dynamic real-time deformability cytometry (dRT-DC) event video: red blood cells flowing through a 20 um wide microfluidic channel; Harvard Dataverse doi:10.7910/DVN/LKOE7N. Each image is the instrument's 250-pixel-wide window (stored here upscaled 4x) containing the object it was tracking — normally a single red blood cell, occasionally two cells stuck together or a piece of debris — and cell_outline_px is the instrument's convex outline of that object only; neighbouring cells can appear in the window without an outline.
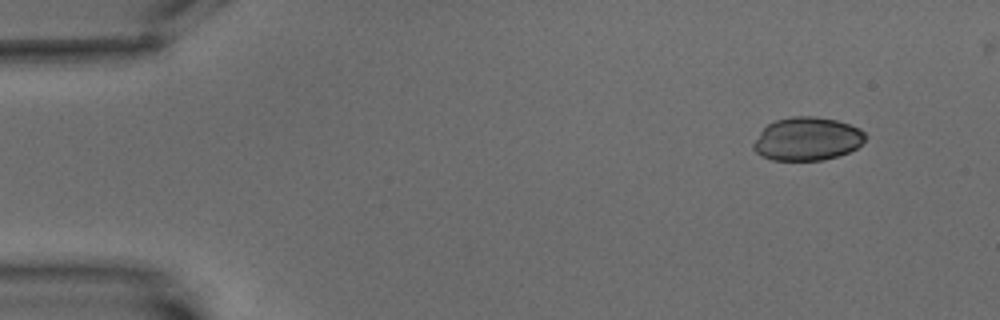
{"species": "common noctule bat (a hibernating species)", "species_latin": "Nyctalus noctula", "temperature_condition": "warm", "stored_images_in_passage": 10, "camera_frame_rate_fps": 3000, "um_per_image_px": 0.085, "animal": {"sex": "male", "body_mass_g": 15.6}, "frame": {"image": 1, "passage_image": 1, "time_ms": 0.0, "image_size_px": [1000, 320], "cell_outline_px": [[864, 140], [856, 148], [848, 152], [824, 160], [772, 160], [760, 156], [752, 148], [752, 144], [760, 132], [768, 124], [776, 120], [792, 116], [812, 116], [836, 120], [860, 128], [864, 132]], "centroid_in_image_um": [68.57, 11.81], "position_along_channel_um": 16.4, "area_um2": 28.09}}
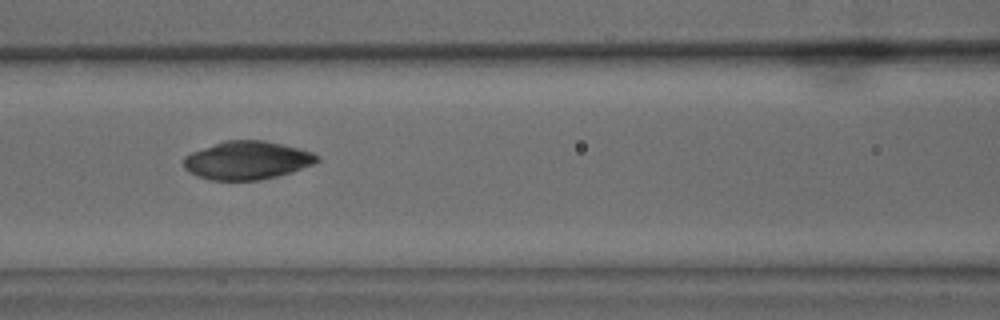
{"frame": {"image": 2, "passage_image": 7, "time_ms": 7.0, "image_size_px": [1000, 320], "cell_outline_px": [[320, 160], [312, 164], [292, 172], [260, 180], [208, 180], [196, 176], [188, 172], [184, 168], [184, 156], [192, 152], [224, 140], [264, 140], [312, 152], [320, 156]], "centroid_in_image_um": [20.97, 13.63], "position_along_channel_um": 145.6, "area_um2": 29.71}}
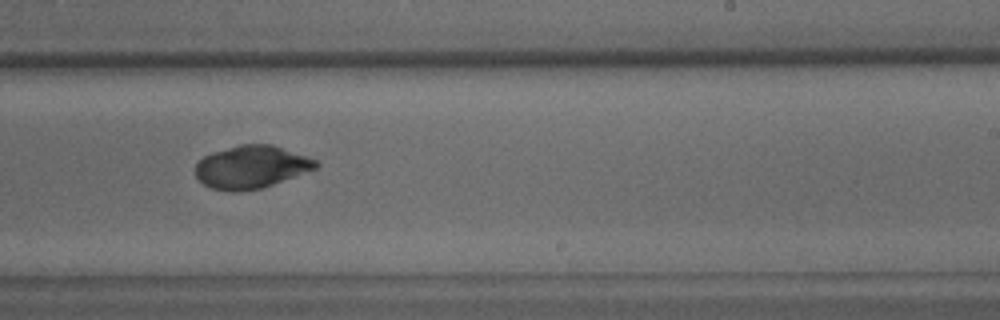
{"frame": {"image": 3, "passage_image": 10, "time_ms": 10.667, "image_size_px": [1000, 320], "cell_outline_px": [[320, 164], [316, 168], [272, 184], [260, 188], [236, 192], [228, 192], [212, 188], [204, 184], [196, 176], [196, 164], [204, 156], [212, 152], [240, 144], [272, 144], [316, 160]], "centroid_in_image_um": [21.33, 14.19], "position_along_channel_um": 267.7, "area_um2": 29.65}}